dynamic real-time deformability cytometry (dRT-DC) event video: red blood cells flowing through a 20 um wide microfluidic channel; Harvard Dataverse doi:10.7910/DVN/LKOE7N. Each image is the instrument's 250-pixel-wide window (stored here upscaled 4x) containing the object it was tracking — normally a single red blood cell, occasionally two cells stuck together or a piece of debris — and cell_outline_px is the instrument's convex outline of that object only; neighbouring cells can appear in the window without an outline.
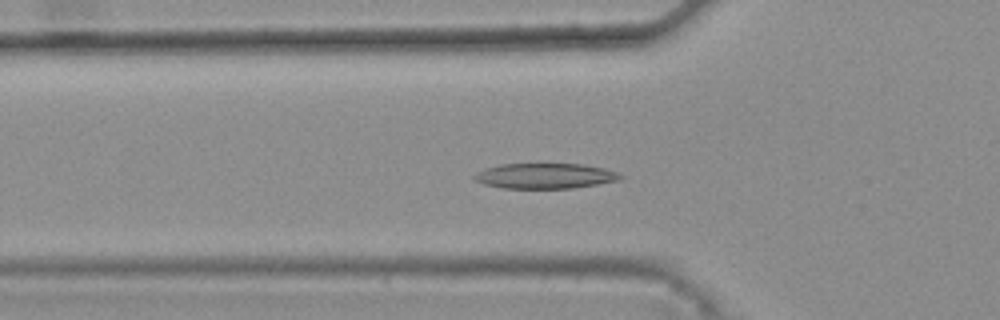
{"species": "common noctule bat (a hibernating species)", "species_latin": "Nyctalus noctula", "temperature_condition": "warm", "stored_images_in_passage": 44, "camera_frame_rate_fps": 3000, "um_per_image_px": 0.085, "animal": {"sex": "female", "body_mass_g": 25.1}, "frame": {"image": 1, "passage_image": 18, "time_ms": 5.667, "image_size_px": [1000, 320], "cell_outline_px": [[624, 176], [620, 180], [572, 188], [504, 188], [484, 184], [476, 180], [472, 176], [476, 172], [484, 168], [500, 164], [584, 164], [604, 168], [616, 172]], "centroid_in_image_um": [46.31, 14.94], "position_along_channel_um": 79.5, "area_um2": 21.5}}
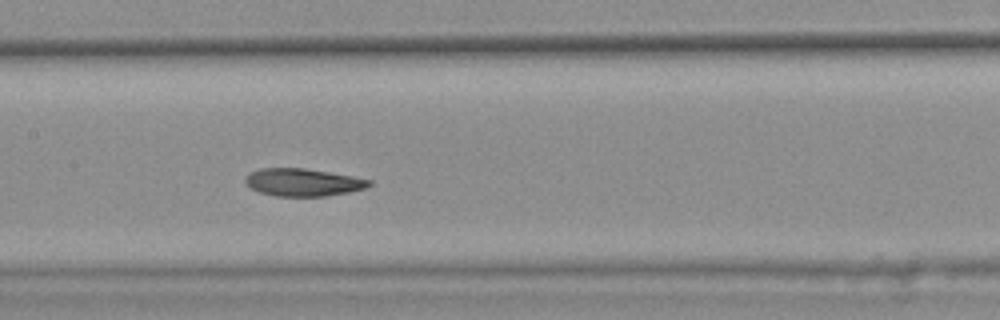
{"frame": {"image": 2, "passage_image": 26, "time_ms": 8.333, "image_size_px": [1000, 320], "cell_outline_px": [[372, 184], [364, 188], [348, 192], [324, 196], [276, 196], [260, 192], [244, 184], [244, 180], [248, 172], [260, 168], [304, 168], [352, 176], [372, 180]], "centroid_in_image_um": [25.71, 15.49], "position_along_channel_um": 181.7, "area_um2": 19.88}}
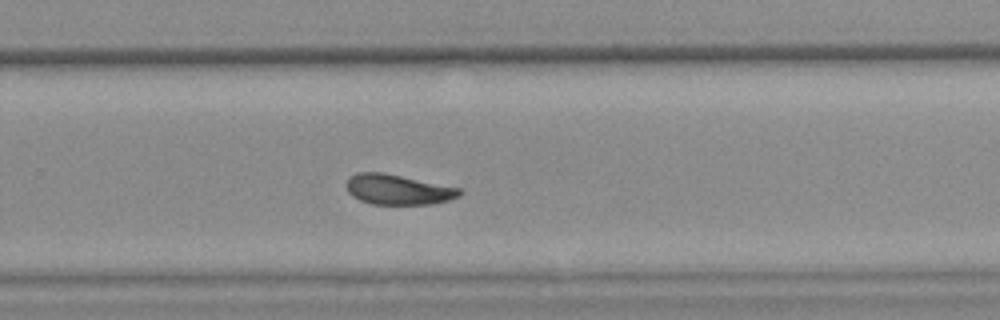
{"frame": {"image": 3, "passage_image": 35, "time_ms": 11.333, "image_size_px": [1000, 320], "cell_outline_px": [[464, 192], [460, 196], [448, 200], [432, 204], [372, 204], [360, 200], [352, 196], [348, 192], [344, 184], [348, 176], [356, 172], [384, 172], [460, 188]], "centroid_in_image_um": [33.79, 16.1], "position_along_channel_um": 296.0, "area_um2": 20.17}, "authors_computed_cell_mechanics": {"area_um2": 21.1259, "velocity_mm_per_s": 3.8229, "shape_relaxation_time_tau1_ms": 5.7383, "shape_relaxation_time_tau2_ms": 3.3228, "deformation_change_tau1": 0.1693, "deformation_change_tau2": 0.0944}}